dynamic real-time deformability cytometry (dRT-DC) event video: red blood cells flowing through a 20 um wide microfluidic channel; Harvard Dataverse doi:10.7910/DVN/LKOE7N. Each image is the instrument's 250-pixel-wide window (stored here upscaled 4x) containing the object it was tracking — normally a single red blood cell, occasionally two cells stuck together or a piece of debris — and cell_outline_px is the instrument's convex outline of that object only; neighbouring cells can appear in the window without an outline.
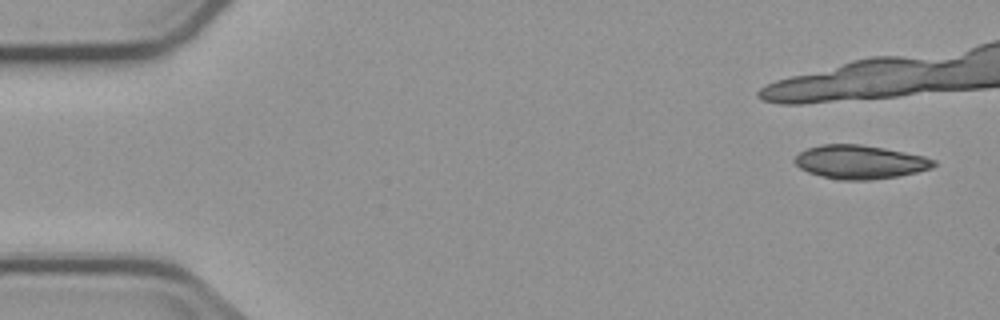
{"species": "common noctule bat (a hibernating species)", "species_latin": "Nyctalus noctula", "temperature_condition": "cold", "stored_images_in_passage": 5, "camera_frame_rate_fps": 3000, "um_per_image_px": 0.085, "animal": {"sex": "male", "body_mass_g": 23.1, "forearm_length_mm": 52.7}, "frame": {"image": 1, "passage_image": 1, "time_ms": 0.0, "image_size_px": [1000, 320], "cell_outline_px": [[936, 164], [932, 168], [916, 172], [896, 176], [872, 180], [840, 180], [808, 172], [800, 168], [792, 160], [800, 152], [808, 148], [820, 144], [860, 144], [884, 148], [924, 156], [936, 160]], "centroid_in_image_um": [73.09, 13.76], "position_along_channel_um": 11.9, "area_um2": 27.17}}